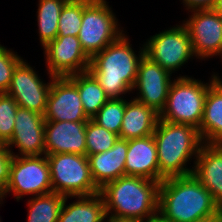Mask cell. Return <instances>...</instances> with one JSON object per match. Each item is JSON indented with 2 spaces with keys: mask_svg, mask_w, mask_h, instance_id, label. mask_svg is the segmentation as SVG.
I'll return each instance as SVG.
<instances>
[{
  "mask_svg": "<svg viewBox=\"0 0 222 222\" xmlns=\"http://www.w3.org/2000/svg\"><path fill=\"white\" fill-rule=\"evenodd\" d=\"M160 182L124 175L101 189L108 222L147 221L158 213Z\"/></svg>",
  "mask_w": 222,
  "mask_h": 222,
  "instance_id": "6da1fadb",
  "label": "cell"
},
{
  "mask_svg": "<svg viewBox=\"0 0 222 222\" xmlns=\"http://www.w3.org/2000/svg\"><path fill=\"white\" fill-rule=\"evenodd\" d=\"M158 213L171 222H199L219 216V204L193 175L160 182Z\"/></svg>",
  "mask_w": 222,
  "mask_h": 222,
  "instance_id": "7a4b0ae2",
  "label": "cell"
},
{
  "mask_svg": "<svg viewBox=\"0 0 222 222\" xmlns=\"http://www.w3.org/2000/svg\"><path fill=\"white\" fill-rule=\"evenodd\" d=\"M129 40L123 33L115 42L91 58L88 71L109 99L124 98L128 92H133L139 62L145 54V49L144 45H141L136 55Z\"/></svg>",
  "mask_w": 222,
  "mask_h": 222,
  "instance_id": "3957f363",
  "label": "cell"
},
{
  "mask_svg": "<svg viewBox=\"0 0 222 222\" xmlns=\"http://www.w3.org/2000/svg\"><path fill=\"white\" fill-rule=\"evenodd\" d=\"M153 137L157 148L159 182L168 177L193 173L194 166L190 168L187 163L196 160L203 144L197 128L158 119Z\"/></svg>",
  "mask_w": 222,
  "mask_h": 222,
  "instance_id": "277c9868",
  "label": "cell"
},
{
  "mask_svg": "<svg viewBox=\"0 0 222 222\" xmlns=\"http://www.w3.org/2000/svg\"><path fill=\"white\" fill-rule=\"evenodd\" d=\"M175 78L170 85L167 102L159 114V119L199 129L208 88L214 82L213 75L207 83L188 75Z\"/></svg>",
  "mask_w": 222,
  "mask_h": 222,
  "instance_id": "5b68a950",
  "label": "cell"
},
{
  "mask_svg": "<svg viewBox=\"0 0 222 222\" xmlns=\"http://www.w3.org/2000/svg\"><path fill=\"white\" fill-rule=\"evenodd\" d=\"M46 158L53 192L71 199L100 193L92 179L87 155L59 153L46 155Z\"/></svg>",
  "mask_w": 222,
  "mask_h": 222,
  "instance_id": "8992f818",
  "label": "cell"
},
{
  "mask_svg": "<svg viewBox=\"0 0 222 222\" xmlns=\"http://www.w3.org/2000/svg\"><path fill=\"white\" fill-rule=\"evenodd\" d=\"M106 0H92L83 10L78 39L84 52L92 58L125 31ZM120 26V27H118Z\"/></svg>",
  "mask_w": 222,
  "mask_h": 222,
  "instance_id": "52a82bcc",
  "label": "cell"
},
{
  "mask_svg": "<svg viewBox=\"0 0 222 222\" xmlns=\"http://www.w3.org/2000/svg\"><path fill=\"white\" fill-rule=\"evenodd\" d=\"M50 192L53 190L46 155L12 156L4 197L12 193L18 202L25 195L33 197Z\"/></svg>",
  "mask_w": 222,
  "mask_h": 222,
  "instance_id": "ba28073f",
  "label": "cell"
},
{
  "mask_svg": "<svg viewBox=\"0 0 222 222\" xmlns=\"http://www.w3.org/2000/svg\"><path fill=\"white\" fill-rule=\"evenodd\" d=\"M145 55L171 75L195 56L186 26H172L150 36L144 43Z\"/></svg>",
  "mask_w": 222,
  "mask_h": 222,
  "instance_id": "9c48e42d",
  "label": "cell"
},
{
  "mask_svg": "<svg viewBox=\"0 0 222 222\" xmlns=\"http://www.w3.org/2000/svg\"><path fill=\"white\" fill-rule=\"evenodd\" d=\"M186 26L197 59L222 55V15L214 9L190 11ZM189 19V20H188Z\"/></svg>",
  "mask_w": 222,
  "mask_h": 222,
  "instance_id": "30bf717a",
  "label": "cell"
},
{
  "mask_svg": "<svg viewBox=\"0 0 222 222\" xmlns=\"http://www.w3.org/2000/svg\"><path fill=\"white\" fill-rule=\"evenodd\" d=\"M43 49L47 75L68 77L88 71L91 58L82 49L78 37L57 36Z\"/></svg>",
  "mask_w": 222,
  "mask_h": 222,
  "instance_id": "8fae6325",
  "label": "cell"
},
{
  "mask_svg": "<svg viewBox=\"0 0 222 222\" xmlns=\"http://www.w3.org/2000/svg\"><path fill=\"white\" fill-rule=\"evenodd\" d=\"M37 73L34 67L23 59L14 69L6 93L13 97L19 107L44 115L54 77L49 74L50 81L45 83Z\"/></svg>",
  "mask_w": 222,
  "mask_h": 222,
  "instance_id": "7c38bea8",
  "label": "cell"
},
{
  "mask_svg": "<svg viewBox=\"0 0 222 222\" xmlns=\"http://www.w3.org/2000/svg\"><path fill=\"white\" fill-rule=\"evenodd\" d=\"M171 76L168 71L144 54L139 62L137 79L133 87V91H139L134 99L160 114L167 102L173 81Z\"/></svg>",
  "mask_w": 222,
  "mask_h": 222,
  "instance_id": "4fadbf2b",
  "label": "cell"
},
{
  "mask_svg": "<svg viewBox=\"0 0 222 222\" xmlns=\"http://www.w3.org/2000/svg\"><path fill=\"white\" fill-rule=\"evenodd\" d=\"M45 119L42 114L18 107L13 136L6 144L12 156L45 155ZM17 148L14 153L12 148Z\"/></svg>",
  "mask_w": 222,
  "mask_h": 222,
  "instance_id": "5bb4252c",
  "label": "cell"
},
{
  "mask_svg": "<svg viewBox=\"0 0 222 222\" xmlns=\"http://www.w3.org/2000/svg\"><path fill=\"white\" fill-rule=\"evenodd\" d=\"M45 121L87 122L77 86L68 77H54L47 97Z\"/></svg>",
  "mask_w": 222,
  "mask_h": 222,
  "instance_id": "9a60e30c",
  "label": "cell"
},
{
  "mask_svg": "<svg viewBox=\"0 0 222 222\" xmlns=\"http://www.w3.org/2000/svg\"><path fill=\"white\" fill-rule=\"evenodd\" d=\"M86 124L87 122L45 121V155H86Z\"/></svg>",
  "mask_w": 222,
  "mask_h": 222,
  "instance_id": "2e32d148",
  "label": "cell"
},
{
  "mask_svg": "<svg viewBox=\"0 0 222 222\" xmlns=\"http://www.w3.org/2000/svg\"><path fill=\"white\" fill-rule=\"evenodd\" d=\"M193 162L192 174L222 205V143H203Z\"/></svg>",
  "mask_w": 222,
  "mask_h": 222,
  "instance_id": "e0dca14e",
  "label": "cell"
},
{
  "mask_svg": "<svg viewBox=\"0 0 222 222\" xmlns=\"http://www.w3.org/2000/svg\"><path fill=\"white\" fill-rule=\"evenodd\" d=\"M125 175L159 182L157 148L153 135L128 140Z\"/></svg>",
  "mask_w": 222,
  "mask_h": 222,
  "instance_id": "ac0fdd59",
  "label": "cell"
},
{
  "mask_svg": "<svg viewBox=\"0 0 222 222\" xmlns=\"http://www.w3.org/2000/svg\"><path fill=\"white\" fill-rule=\"evenodd\" d=\"M127 150L128 140L118 138L111 149L88 156L91 176L99 189L125 175Z\"/></svg>",
  "mask_w": 222,
  "mask_h": 222,
  "instance_id": "d6986e66",
  "label": "cell"
},
{
  "mask_svg": "<svg viewBox=\"0 0 222 222\" xmlns=\"http://www.w3.org/2000/svg\"><path fill=\"white\" fill-rule=\"evenodd\" d=\"M212 75L214 82L208 88L198 130L203 143H222V79Z\"/></svg>",
  "mask_w": 222,
  "mask_h": 222,
  "instance_id": "ffe728a7",
  "label": "cell"
},
{
  "mask_svg": "<svg viewBox=\"0 0 222 222\" xmlns=\"http://www.w3.org/2000/svg\"><path fill=\"white\" fill-rule=\"evenodd\" d=\"M159 113L134 98L126 102L119 138L129 140L153 135Z\"/></svg>",
  "mask_w": 222,
  "mask_h": 222,
  "instance_id": "44dd1931",
  "label": "cell"
},
{
  "mask_svg": "<svg viewBox=\"0 0 222 222\" xmlns=\"http://www.w3.org/2000/svg\"><path fill=\"white\" fill-rule=\"evenodd\" d=\"M65 197L58 222H108L105 203L100 193L91 196H76L69 203Z\"/></svg>",
  "mask_w": 222,
  "mask_h": 222,
  "instance_id": "7402d4cb",
  "label": "cell"
},
{
  "mask_svg": "<svg viewBox=\"0 0 222 222\" xmlns=\"http://www.w3.org/2000/svg\"><path fill=\"white\" fill-rule=\"evenodd\" d=\"M68 78L77 86L84 113L91 119L109 98L89 71L74 74Z\"/></svg>",
  "mask_w": 222,
  "mask_h": 222,
  "instance_id": "603a6c76",
  "label": "cell"
},
{
  "mask_svg": "<svg viewBox=\"0 0 222 222\" xmlns=\"http://www.w3.org/2000/svg\"><path fill=\"white\" fill-rule=\"evenodd\" d=\"M68 0H38L37 25L42 48L58 34L61 10Z\"/></svg>",
  "mask_w": 222,
  "mask_h": 222,
  "instance_id": "cb8c5ba5",
  "label": "cell"
},
{
  "mask_svg": "<svg viewBox=\"0 0 222 222\" xmlns=\"http://www.w3.org/2000/svg\"><path fill=\"white\" fill-rule=\"evenodd\" d=\"M64 199L65 196L56 192L30 197L27 222H58Z\"/></svg>",
  "mask_w": 222,
  "mask_h": 222,
  "instance_id": "d4e9b609",
  "label": "cell"
},
{
  "mask_svg": "<svg viewBox=\"0 0 222 222\" xmlns=\"http://www.w3.org/2000/svg\"><path fill=\"white\" fill-rule=\"evenodd\" d=\"M92 0H68L61 10L57 36H75L79 34L83 10Z\"/></svg>",
  "mask_w": 222,
  "mask_h": 222,
  "instance_id": "484cf974",
  "label": "cell"
},
{
  "mask_svg": "<svg viewBox=\"0 0 222 222\" xmlns=\"http://www.w3.org/2000/svg\"><path fill=\"white\" fill-rule=\"evenodd\" d=\"M86 155L97 154L111 149L119 135L89 119L86 124Z\"/></svg>",
  "mask_w": 222,
  "mask_h": 222,
  "instance_id": "4316f807",
  "label": "cell"
},
{
  "mask_svg": "<svg viewBox=\"0 0 222 222\" xmlns=\"http://www.w3.org/2000/svg\"><path fill=\"white\" fill-rule=\"evenodd\" d=\"M126 102L125 98L109 99L91 119L98 125L119 135Z\"/></svg>",
  "mask_w": 222,
  "mask_h": 222,
  "instance_id": "83f0119b",
  "label": "cell"
},
{
  "mask_svg": "<svg viewBox=\"0 0 222 222\" xmlns=\"http://www.w3.org/2000/svg\"><path fill=\"white\" fill-rule=\"evenodd\" d=\"M18 107L12 96L0 93V143L6 145L13 136Z\"/></svg>",
  "mask_w": 222,
  "mask_h": 222,
  "instance_id": "f1b7e54d",
  "label": "cell"
},
{
  "mask_svg": "<svg viewBox=\"0 0 222 222\" xmlns=\"http://www.w3.org/2000/svg\"><path fill=\"white\" fill-rule=\"evenodd\" d=\"M16 53L0 44V93L7 92L14 69L23 60Z\"/></svg>",
  "mask_w": 222,
  "mask_h": 222,
  "instance_id": "f546056e",
  "label": "cell"
},
{
  "mask_svg": "<svg viewBox=\"0 0 222 222\" xmlns=\"http://www.w3.org/2000/svg\"><path fill=\"white\" fill-rule=\"evenodd\" d=\"M12 155L6 145L0 143V201L3 202L4 191L9 181L10 164Z\"/></svg>",
  "mask_w": 222,
  "mask_h": 222,
  "instance_id": "4dcf8cb0",
  "label": "cell"
},
{
  "mask_svg": "<svg viewBox=\"0 0 222 222\" xmlns=\"http://www.w3.org/2000/svg\"><path fill=\"white\" fill-rule=\"evenodd\" d=\"M217 0H182V3L185 10L194 11V10H204V9H213Z\"/></svg>",
  "mask_w": 222,
  "mask_h": 222,
  "instance_id": "1f68e13d",
  "label": "cell"
},
{
  "mask_svg": "<svg viewBox=\"0 0 222 222\" xmlns=\"http://www.w3.org/2000/svg\"><path fill=\"white\" fill-rule=\"evenodd\" d=\"M139 222H171V221L163 218L159 213H157L151 218H149L147 221H139Z\"/></svg>",
  "mask_w": 222,
  "mask_h": 222,
  "instance_id": "d6a6232c",
  "label": "cell"
},
{
  "mask_svg": "<svg viewBox=\"0 0 222 222\" xmlns=\"http://www.w3.org/2000/svg\"><path fill=\"white\" fill-rule=\"evenodd\" d=\"M213 9L218 12L220 15H222V0H217L215 6Z\"/></svg>",
  "mask_w": 222,
  "mask_h": 222,
  "instance_id": "836d02e7",
  "label": "cell"
},
{
  "mask_svg": "<svg viewBox=\"0 0 222 222\" xmlns=\"http://www.w3.org/2000/svg\"><path fill=\"white\" fill-rule=\"evenodd\" d=\"M199 222H221L219 216L218 217H214V218H209L203 221H199Z\"/></svg>",
  "mask_w": 222,
  "mask_h": 222,
  "instance_id": "e575fe53",
  "label": "cell"
},
{
  "mask_svg": "<svg viewBox=\"0 0 222 222\" xmlns=\"http://www.w3.org/2000/svg\"><path fill=\"white\" fill-rule=\"evenodd\" d=\"M219 218L222 222V205L219 206Z\"/></svg>",
  "mask_w": 222,
  "mask_h": 222,
  "instance_id": "d590c367",
  "label": "cell"
}]
</instances>
